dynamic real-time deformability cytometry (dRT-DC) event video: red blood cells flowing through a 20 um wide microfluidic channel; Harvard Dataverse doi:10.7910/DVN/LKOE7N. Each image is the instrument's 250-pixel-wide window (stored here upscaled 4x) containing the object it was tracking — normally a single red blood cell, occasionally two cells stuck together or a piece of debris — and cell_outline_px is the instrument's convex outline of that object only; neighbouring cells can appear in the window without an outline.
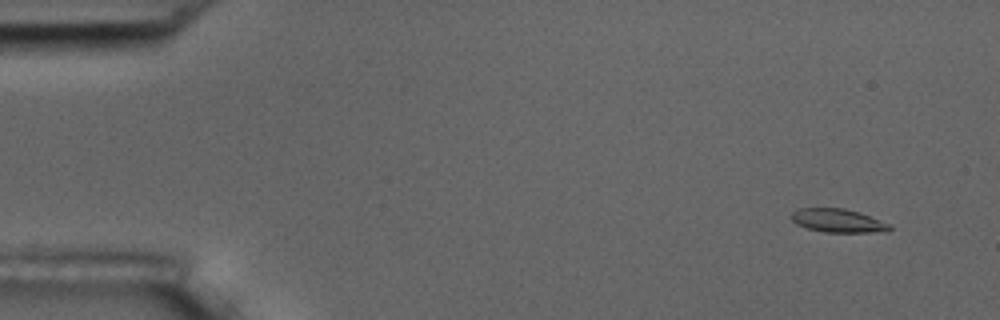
{"species": "common noctule bat (a hibernating species)", "species_latin": "Nyctalus noctula", "temperature_condition": "room temperature", "stored_images_in_passage": 54, "camera_frame_rate_fps": 3000, "um_per_image_px": 0.085, "animal": {"sex": "male", "body_mass_g": 17.5, "forearm_length_mm": 52.3}, "frame": {"image": 1, "passage_image": 1, "time_ms": 0.0, "image_size_px": [1000, 320], "cell_outline_px": [[892, 228], [888, 232], [824, 232], [808, 228], [796, 224], [792, 220], [792, 212], [800, 208], [844, 208], [860, 212], [892, 224]], "centroid_in_image_um": [71.29, 18.75], "position_along_channel_um": 13.7, "area_um2": 13.58}}
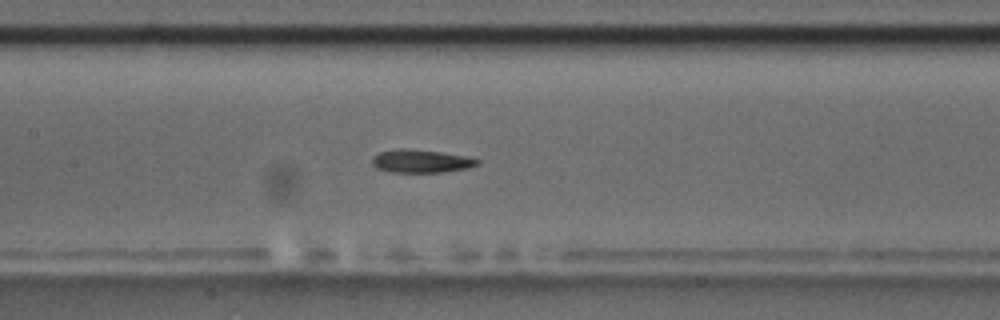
{"frame": {"image": 2, "passage_image": 24, "time_ms": 7.667, "image_size_px": [1000, 320], "cell_outline_px": [[480, 164], [468, 168], [444, 172], [392, 172], [376, 168], [372, 164], [372, 156], [380, 152], [396, 148], [408, 148], [440, 152], [468, 156], [480, 160]], "centroid_in_image_um": [35.79, 13.69], "position_along_channel_um": 171.6, "area_um2": 14.33}}
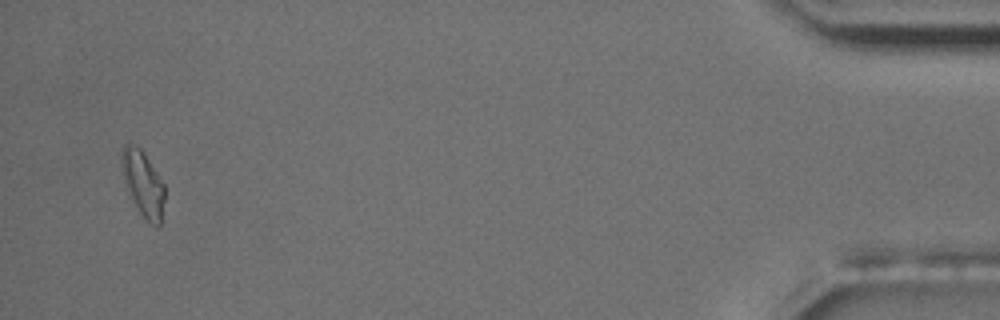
{"frame": {"image": 3, "passage_image": 52, "time_ms": 17.0, "image_size_px": [1000, 320], "cell_outline_px": [[164, 200], [160, 224], [156, 228], [148, 224], [140, 212], [128, 192], [124, 184], [120, 164], [120, 156], [124, 144], [128, 144], [140, 148], [144, 152], [164, 184]], "centroid_in_image_um": [12.14, 15.62], "position_along_channel_um": 423.1, "area_um2": 16.53}, "authors_computed_cell_mechanics": {"area_um2": 14.45, "velocity_mm_per_s": 3.5609, "shape_relaxation_time_tau1_ms": 5.4855, "shape_relaxation_time_tau2_ms": 4.8781, "deformation_change_tau1": 0.1771, "deformation_change_tau2": 0.0897}}